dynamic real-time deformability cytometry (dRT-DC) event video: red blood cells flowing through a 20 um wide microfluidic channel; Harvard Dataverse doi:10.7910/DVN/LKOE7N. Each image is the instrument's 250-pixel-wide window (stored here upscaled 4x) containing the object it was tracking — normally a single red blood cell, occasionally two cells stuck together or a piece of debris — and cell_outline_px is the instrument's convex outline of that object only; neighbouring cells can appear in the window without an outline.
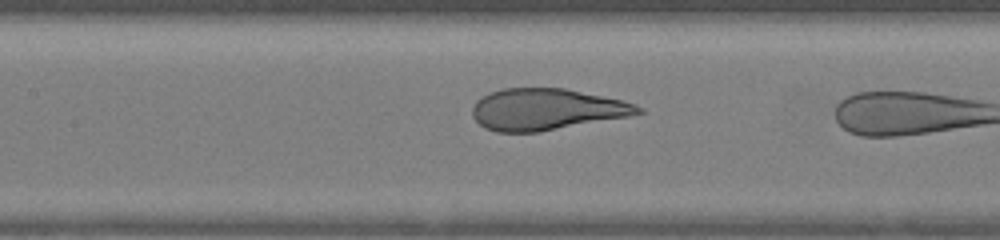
{"species": "human", "species_latin": "Homo sapiens", "temperature_condition": "warm", "stored_images_in_passage": 16, "camera_frame_rate_fps": 3000, "um_per_image_px": 0.085, "donor": {"sex": "female"}, "frame": {"image": 1, "passage_image": 7, "time_ms": 2.0, "image_size_px": [1000, 240], "cell_outline_px": [[644, 112], [628, 116], [540, 132], [496, 132], [484, 128], [472, 116], [472, 108], [476, 100], [488, 92], [504, 88], [564, 88], [620, 100], [636, 104], [644, 108]], "centroid_in_image_um": [46.4, 9.3], "position_along_channel_um": 161.0, "area_um2": 40.0}}